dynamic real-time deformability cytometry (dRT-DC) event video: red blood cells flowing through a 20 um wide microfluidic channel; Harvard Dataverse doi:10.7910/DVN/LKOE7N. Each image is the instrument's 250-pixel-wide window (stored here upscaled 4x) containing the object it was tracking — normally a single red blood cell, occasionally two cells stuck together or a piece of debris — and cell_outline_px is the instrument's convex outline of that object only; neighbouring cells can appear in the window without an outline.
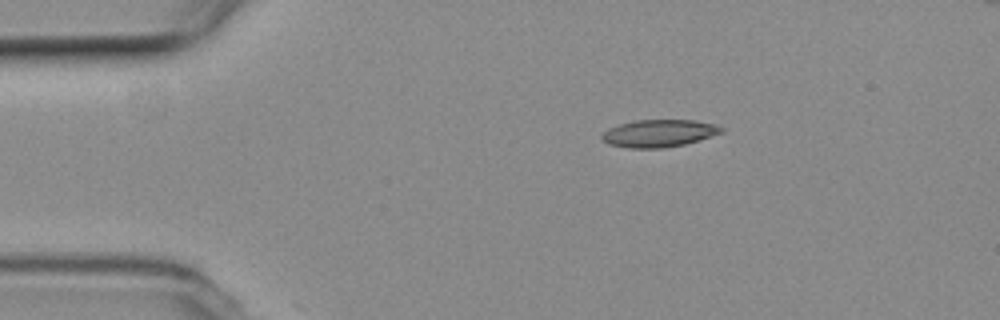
{"species": "common noctule bat (a hibernating species)", "species_latin": "Nyctalus noctula", "temperature_condition": "room temperature", "stored_images_in_passage": 2, "camera_frame_rate_fps": 3000, "um_per_image_px": 0.085, "animal": {"sex": "female", "body_mass_g": 19.3, "forearm_length_mm": 54.1}, "frame": {"image": 1, "passage_image": 1, "time_ms": 0.0, "image_size_px": [1000, 320], "cell_outline_px": [[724, 132], [700, 140], [684, 144], [664, 148], [628, 148], [608, 144], [600, 140], [600, 136], [608, 128], [620, 124], [636, 120], [696, 120], [716, 124], [724, 128]], "centroid_in_image_um": [56.01, 11.33], "position_along_channel_um": 29.0, "area_um2": 19.31}}